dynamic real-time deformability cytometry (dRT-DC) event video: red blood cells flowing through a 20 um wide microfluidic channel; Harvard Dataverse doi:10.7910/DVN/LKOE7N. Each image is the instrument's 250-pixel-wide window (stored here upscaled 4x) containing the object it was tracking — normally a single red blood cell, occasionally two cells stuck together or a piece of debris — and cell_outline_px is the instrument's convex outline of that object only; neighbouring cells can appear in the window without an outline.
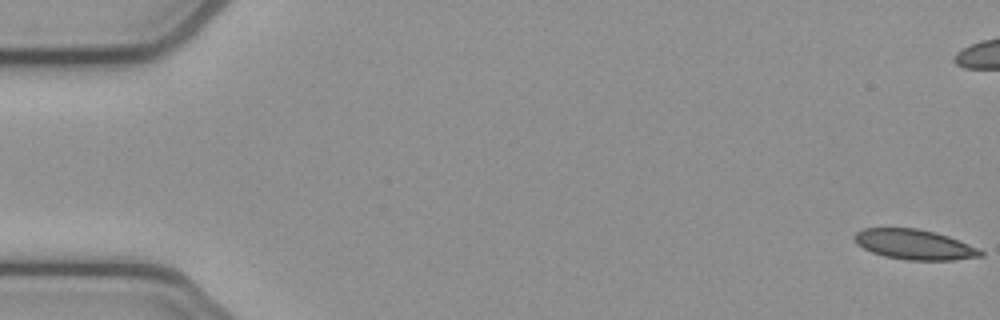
{"species": "common noctule bat (a hibernating species)", "species_latin": "Nyctalus noctula", "temperature_condition": "cold", "stored_images_in_passage": 54, "camera_frame_rate_fps": 3000, "um_per_image_px": 0.085, "animal": {"sex": "female", "body_mass_g": 21.9}, "frame": {"image": 1, "passage_image": 1, "time_ms": 0.0, "image_size_px": [1000, 320], "cell_outline_px": [[984, 256], [952, 260], [908, 260], [884, 256], [872, 252], [856, 244], [852, 236], [856, 232], [864, 228], [916, 228], [948, 236], [968, 244], [984, 252]], "centroid_in_image_um": [77.69, 20.78], "position_along_channel_um": 7.3, "area_um2": 21.96}}
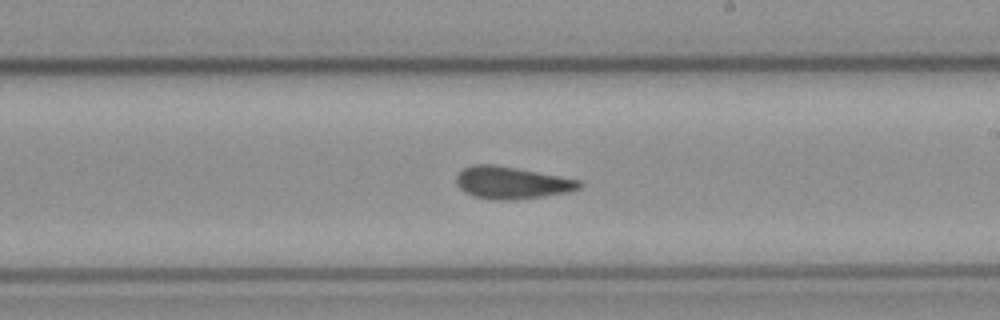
{"frame": {"image": 2, "passage_image": 31, "time_ms": 10.0, "image_size_px": [1000, 320], "cell_outline_px": [[584, 184], [580, 188], [568, 192], [544, 196], [512, 200], [492, 200], [472, 196], [464, 192], [456, 184], [456, 176], [464, 168], [472, 164], [496, 164], [560, 176], [580, 180]], "centroid_in_image_um": [43.48, 15.53], "position_along_channel_um": 245.5, "area_um2": 23.29}}
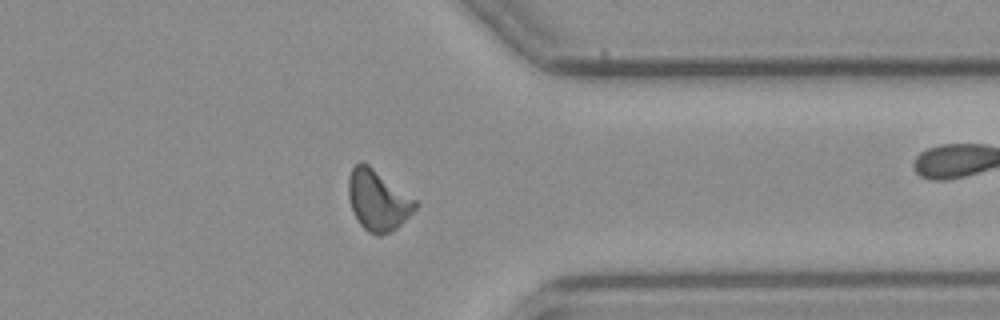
{"frame": {"image": 3, "passage_image": 42, "time_ms": 13.667, "image_size_px": [1000, 320], "cell_outline_px": [[420, 204], [392, 232], [380, 236], [376, 236], [368, 232], [360, 224], [352, 212], [348, 196], [348, 180], [352, 168], [360, 160], [368, 164], [416, 200]], "centroid_in_image_um": [32.1, 17.04], "position_along_channel_um": 379.3, "area_um2": 23.58}}